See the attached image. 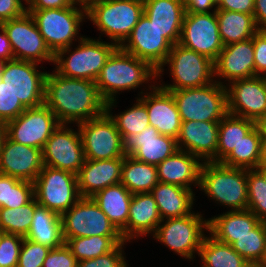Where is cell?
<instances>
[{
  "mask_svg": "<svg viewBox=\"0 0 266 267\" xmlns=\"http://www.w3.org/2000/svg\"><path fill=\"white\" fill-rule=\"evenodd\" d=\"M44 104L60 124H79L106 112L95 81L68 78L55 70L46 76Z\"/></svg>",
  "mask_w": 266,
  "mask_h": 267,
  "instance_id": "obj_1",
  "label": "cell"
},
{
  "mask_svg": "<svg viewBox=\"0 0 266 267\" xmlns=\"http://www.w3.org/2000/svg\"><path fill=\"white\" fill-rule=\"evenodd\" d=\"M157 79V70L148 62L117 47L109 56L96 79L102 99L107 103L117 100L121 91L138 88L143 83Z\"/></svg>",
  "mask_w": 266,
  "mask_h": 267,
  "instance_id": "obj_2",
  "label": "cell"
},
{
  "mask_svg": "<svg viewBox=\"0 0 266 267\" xmlns=\"http://www.w3.org/2000/svg\"><path fill=\"white\" fill-rule=\"evenodd\" d=\"M143 14V0H91L86 5V19L117 47L129 37Z\"/></svg>",
  "mask_w": 266,
  "mask_h": 267,
  "instance_id": "obj_3",
  "label": "cell"
},
{
  "mask_svg": "<svg viewBox=\"0 0 266 267\" xmlns=\"http://www.w3.org/2000/svg\"><path fill=\"white\" fill-rule=\"evenodd\" d=\"M199 189L217 204L231 211L246 210L248 205L247 169L231 168L221 163L203 162Z\"/></svg>",
  "mask_w": 266,
  "mask_h": 267,
  "instance_id": "obj_4",
  "label": "cell"
},
{
  "mask_svg": "<svg viewBox=\"0 0 266 267\" xmlns=\"http://www.w3.org/2000/svg\"><path fill=\"white\" fill-rule=\"evenodd\" d=\"M101 40L84 36L78 40L75 50L71 51L70 46L58 51L54 55L55 71L68 78L96 81L105 62L117 48L114 43Z\"/></svg>",
  "mask_w": 266,
  "mask_h": 267,
  "instance_id": "obj_5",
  "label": "cell"
},
{
  "mask_svg": "<svg viewBox=\"0 0 266 267\" xmlns=\"http://www.w3.org/2000/svg\"><path fill=\"white\" fill-rule=\"evenodd\" d=\"M27 12L33 17L40 34L54 55L58 51L72 46L73 41L81 40L84 37L77 36L80 24L86 18V6L84 5L73 2L67 8L27 9Z\"/></svg>",
  "mask_w": 266,
  "mask_h": 267,
  "instance_id": "obj_6",
  "label": "cell"
},
{
  "mask_svg": "<svg viewBox=\"0 0 266 267\" xmlns=\"http://www.w3.org/2000/svg\"><path fill=\"white\" fill-rule=\"evenodd\" d=\"M166 64L169 65L173 84L162 82L160 86L167 91L203 87L215 81L214 61L179 43L172 46L165 62L157 70V80L162 78Z\"/></svg>",
  "mask_w": 266,
  "mask_h": 267,
  "instance_id": "obj_7",
  "label": "cell"
},
{
  "mask_svg": "<svg viewBox=\"0 0 266 267\" xmlns=\"http://www.w3.org/2000/svg\"><path fill=\"white\" fill-rule=\"evenodd\" d=\"M182 122H220L228 113L227 90L224 82L215 80L209 85L170 91Z\"/></svg>",
  "mask_w": 266,
  "mask_h": 267,
  "instance_id": "obj_8",
  "label": "cell"
},
{
  "mask_svg": "<svg viewBox=\"0 0 266 267\" xmlns=\"http://www.w3.org/2000/svg\"><path fill=\"white\" fill-rule=\"evenodd\" d=\"M204 231H208V220L202 214L192 212L187 216L162 220L152 235L175 254L193 260L206 236Z\"/></svg>",
  "mask_w": 266,
  "mask_h": 267,
  "instance_id": "obj_9",
  "label": "cell"
},
{
  "mask_svg": "<svg viewBox=\"0 0 266 267\" xmlns=\"http://www.w3.org/2000/svg\"><path fill=\"white\" fill-rule=\"evenodd\" d=\"M34 197L40 206L62 215L81 198L77 175L44 165L34 181Z\"/></svg>",
  "mask_w": 266,
  "mask_h": 267,
  "instance_id": "obj_10",
  "label": "cell"
},
{
  "mask_svg": "<svg viewBox=\"0 0 266 267\" xmlns=\"http://www.w3.org/2000/svg\"><path fill=\"white\" fill-rule=\"evenodd\" d=\"M61 220L64 241L68 238L97 235L122 237L121 232L91 197H81L61 215Z\"/></svg>",
  "mask_w": 266,
  "mask_h": 267,
  "instance_id": "obj_11",
  "label": "cell"
},
{
  "mask_svg": "<svg viewBox=\"0 0 266 267\" xmlns=\"http://www.w3.org/2000/svg\"><path fill=\"white\" fill-rule=\"evenodd\" d=\"M77 127L85 159L108 160L126 156L121 134L106 112L97 118L80 122Z\"/></svg>",
  "mask_w": 266,
  "mask_h": 267,
  "instance_id": "obj_12",
  "label": "cell"
},
{
  "mask_svg": "<svg viewBox=\"0 0 266 267\" xmlns=\"http://www.w3.org/2000/svg\"><path fill=\"white\" fill-rule=\"evenodd\" d=\"M37 66L34 62L12 59L5 63L0 75L1 80L26 108L44 104L47 72L38 71Z\"/></svg>",
  "mask_w": 266,
  "mask_h": 267,
  "instance_id": "obj_13",
  "label": "cell"
},
{
  "mask_svg": "<svg viewBox=\"0 0 266 267\" xmlns=\"http://www.w3.org/2000/svg\"><path fill=\"white\" fill-rule=\"evenodd\" d=\"M10 41L14 59L40 64L42 61L54 62V54L47 46L43 36L30 15L5 21L0 24Z\"/></svg>",
  "mask_w": 266,
  "mask_h": 267,
  "instance_id": "obj_14",
  "label": "cell"
},
{
  "mask_svg": "<svg viewBox=\"0 0 266 267\" xmlns=\"http://www.w3.org/2000/svg\"><path fill=\"white\" fill-rule=\"evenodd\" d=\"M59 125L54 113L43 104L27 108L17 118L6 122V136L16 143L43 149Z\"/></svg>",
  "mask_w": 266,
  "mask_h": 267,
  "instance_id": "obj_15",
  "label": "cell"
},
{
  "mask_svg": "<svg viewBox=\"0 0 266 267\" xmlns=\"http://www.w3.org/2000/svg\"><path fill=\"white\" fill-rule=\"evenodd\" d=\"M216 9L210 13H185L179 44L215 61L224 47Z\"/></svg>",
  "mask_w": 266,
  "mask_h": 267,
  "instance_id": "obj_16",
  "label": "cell"
},
{
  "mask_svg": "<svg viewBox=\"0 0 266 267\" xmlns=\"http://www.w3.org/2000/svg\"><path fill=\"white\" fill-rule=\"evenodd\" d=\"M60 124L42 149L45 166L69 171L75 175L85 162V154L79 130Z\"/></svg>",
  "mask_w": 266,
  "mask_h": 267,
  "instance_id": "obj_17",
  "label": "cell"
},
{
  "mask_svg": "<svg viewBox=\"0 0 266 267\" xmlns=\"http://www.w3.org/2000/svg\"><path fill=\"white\" fill-rule=\"evenodd\" d=\"M172 46L164 37V33L159 31L143 14L120 48L141 60H145L155 70H158L165 62Z\"/></svg>",
  "mask_w": 266,
  "mask_h": 267,
  "instance_id": "obj_18",
  "label": "cell"
},
{
  "mask_svg": "<svg viewBox=\"0 0 266 267\" xmlns=\"http://www.w3.org/2000/svg\"><path fill=\"white\" fill-rule=\"evenodd\" d=\"M228 113L257 122L266 116V80L261 76L225 83Z\"/></svg>",
  "mask_w": 266,
  "mask_h": 267,
  "instance_id": "obj_19",
  "label": "cell"
},
{
  "mask_svg": "<svg viewBox=\"0 0 266 267\" xmlns=\"http://www.w3.org/2000/svg\"><path fill=\"white\" fill-rule=\"evenodd\" d=\"M43 167L42 149L16 143L5 136L0 148V174L34 183Z\"/></svg>",
  "mask_w": 266,
  "mask_h": 267,
  "instance_id": "obj_20",
  "label": "cell"
},
{
  "mask_svg": "<svg viewBox=\"0 0 266 267\" xmlns=\"http://www.w3.org/2000/svg\"><path fill=\"white\" fill-rule=\"evenodd\" d=\"M122 141L126 155L155 166L178 150L174 137L161 135L152 126H148L139 134L126 135Z\"/></svg>",
  "mask_w": 266,
  "mask_h": 267,
  "instance_id": "obj_21",
  "label": "cell"
},
{
  "mask_svg": "<svg viewBox=\"0 0 266 267\" xmlns=\"http://www.w3.org/2000/svg\"><path fill=\"white\" fill-rule=\"evenodd\" d=\"M148 88L151 92H145V94L141 90L140 94H144V96H140L139 99L147 108L150 126L154 127L161 135L177 139L182 121L172 93L160 85L151 84Z\"/></svg>",
  "mask_w": 266,
  "mask_h": 267,
  "instance_id": "obj_22",
  "label": "cell"
},
{
  "mask_svg": "<svg viewBox=\"0 0 266 267\" xmlns=\"http://www.w3.org/2000/svg\"><path fill=\"white\" fill-rule=\"evenodd\" d=\"M230 82L255 76L253 37L223 47L214 61V77Z\"/></svg>",
  "mask_w": 266,
  "mask_h": 267,
  "instance_id": "obj_23",
  "label": "cell"
},
{
  "mask_svg": "<svg viewBox=\"0 0 266 267\" xmlns=\"http://www.w3.org/2000/svg\"><path fill=\"white\" fill-rule=\"evenodd\" d=\"M219 122L186 121L181 123L177 147L199 157L203 162L216 163Z\"/></svg>",
  "mask_w": 266,
  "mask_h": 267,
  "instance_id": "obj_24",
  "label": "cell"
},
{
  "mask_svg": "<svg viewBox=\"0 0 266 267\" xmlns=\"http://www.w3.org/2000/svg\"><path fill=\"white\" fill-rule=\"evenodd\" d=\"M123 160L124 158L86 159L77 174L80 197H92L96 192L120 183Z\"/></svg>",
  "mask_w": 266,
  "mask_h": 267,
  "instance_id": "obj_25",
  "label": "cell"
},
{
  "mask_svg": "<svg viewBox=\"0 0 266 267\" xmlns=\"http://www.w3.org/2000/svg\"><path fill=\"white\" fill-rule=\"evenodd\" d=\"M202 164L203 161L199 157L178 149L156 166L158 180L193 190L192 185L199 187Z\"/></svg>",
  "mask_w": 266,
  "mask_h": 267,
  "instance_id": "obj_26",
  "label": "cell"
},
{
  "mask_svg": "<svg viewBox=\"0 0 266 267\" xmlns=\"http://www.w3.org/2000/svg\"><path fill=\"white\" fill-rule=\"evenodd\" d=\"M162 221L157 203L151 193L133 194L127 225L120 231L125 241L154 234Z\"/></svg>",
  "mask_w": 266,
  "mask_h": 267,
  "instance_id": "obj_27",
  "label": "cell"
},
{
  "mask_svg": "<svg viewBox=\"0 0 266 267\" xmlns=\"http://www.w3.org/2000/svg\"><path fill=\"white\" fill-rule=\"evenodd\" d=\"M144 14L164 37L175 45L179 42L186 13L182 0H143Z\"/></svg>",
  "mask_w": 266,
  "mask_h": 267,
  "instance_id": "obj_28",
  "label": "cell"
},
{
  "mask_svg": "<svg viewBox=\"0 0 266 267\" xmlns=\"http://www.w3.org/2000/svg\"><path fill=\"white\" fill-rule=\"evenodd\" d=\"M208 220L209 234L228 245L250 233L261 221L248 209L227 211Z\"/></svg>",
  "mask_w": 266,
  "mask_h": 267,
  "instance_id": "obj_29",
  "label": "cell"
},
{
  "mask_svg": "<svg viewBox=\"0 0 266 267\" xmlns=\"http://www.w3.org/2000/svg\"><path fill=\"white\" fill-rule=\"evenodd\" d=\"M151 194L155 198L162 220L187 216L192 213L195 200L193 190L158 182Z\"/></svg>",
  "mask_w": 266,
  "mask_h": 267,
  "instance_id": "obj_30",
  "label": "cell"
},
{
  "mask_svg": "<svg viewBox=\"0 0 266 267\" xmlns=\"http://www.w3.org/2000/svg\"><path fill=\"white\" fill-rule=\"evenodd\" d=\"M132 196L123 184L118 183L96 192L91 198L121 231L127 225Z\"/></svg>",
  "mask_w": 266,
  "mask_h": 267,
  "instance_id": "obj_31",
  "label": "cell"
},
{
  "mask_svg": "<svg viewBox=\"0 0 266 267\" xmlns=\"http://www.w3.org/2000/svg\"><path fill=\"white\" fill-rule=\"evenodd\" d=\"M24 238L50 249L61 247L64 244L61 215L38 205L32 215L29 232Z\"/></svg>",
  "mask_w": 266,
  "mask_h": 267,
  "instance_id": "obj_32",
  "label": "cell"
},
{
  "mask_svg": "<svg viewBox=\"0 0 266 267\" xmlns=\"http://www.w3.org/2000/svg\"><path fill=\"white\" fill-rule=\"evenodd\" d=\"M224 46L252 38L257 32L253 14L215 10Z\"/></svg>",
  "mask_w": 266,
  "mask_h": 267,
  "instance_id": "obj_33",
  "label": "cell"
},
{
  "mask_svg": "<svg viewBox=\"0 0 266 267\" xmlns=\"http://www.w3.org/2000/svg\"><path fill=\"white\" fill-rule=\"evenodd\" d=\"M158 182L155 165L137 161L129 155L124 157L120 183L132 194L151 193Z\"/></svg>",
  "mask_w": 266,
  "mask_h": 267,
  "instance_id": "obj_34",
  "label": "cell"
},
{
  "mask_svg": "<svg viewBox=\"0 0 266 267\" xmlns=\"http://www.w3.org/2000/svg\"><path fill=\"white\" fill-rule=\"evenodd\" d=\"M263 143L260 131L255 126L246 134L230 154L221 162L231 168L257 169L262 163Z\"/></svg>",
  "mask_w": 266,
  "mask_h": 267,
  "instance_id": "obj_35",
  "label": "cell"
},
{
  "mask_svg": "<svg viewBox=\"0 0 266 267\" xmlns=\"http://www.w3.org/2000/svg\"><path fill=\"white\" fill-rule=\"evenodd\" d=\"M255 126L251 119L227 113L219 122L216 163H221Z\"/></svg>",
  "mask_w": 266,
  "mask_h": 267,
  "instance_id": "obj_36",
  "label": "cell"
},
{
  "mask_svg": "<svg viewBox=\"0 0 266 267\" xmlns=\"http://www.w3.org/2000/svg\"><path fill=\"white\" fill-rule=\"evenodd\" d=\"M205 236L198 250L201 267H248L250 263L241 257L231 245Z\"/></svg>",
  "mask_w": 266,
  "mask_h": 267,
  "instance_id": "obj_37",
  "label": "cell"
},
{
  "mask_svg": "<svg viewBox=\"0 0 266 267\" xmlns=\"http://www.w3.org/2000/svg\"><path fill=\"white\" fill-rule=\"evenodd\" d=\"M125 240L123 237L89 236L68 238L66 246L78 261L89 260L113 251Z\"/></svg>",
  "mask_w": 266,
  "mask_h": 267,
  "instance_id": "obj_38",
  "label": "cell"
},
{
  "mask_svg": "<svg viewBox=\"0 0 266 267\" xmlns=\"http://www.w3.org/2000/svg\"><path fill=\"white\" fill-rule=\"evenodd\" d=\"M116 102V100H112L106 103V113L115 122L122 139L126 135L139 134L150 126L147 108L139 98L131 108L113 116L111 110L114 109L112 107H115Z\"/></svg>",
  "mask_w": 266,
  "mask_h": 267,
  "instance_id": "obj_39",
  "label": "cell"
},
{
  "mask_svg": "<svg viewBox=\"0 0 266 267\" xmlns=\"http://www.w3.org/2000/svg\"><path fill=\"white\" fill-rule=\"evenodd\" d=\"M232 248L251 265H260L266 253V226L261 221L250 233L237 238Z\"/></svg>",
  "mask_w": 266,
  "mask_h": 267,
  "instance_id": "obj_40",
  "label": "cell"
},
{
  "mask_svg": "<svg viewBox=\"0 0 266 267\" xmlns=\"http://www.w3.org/2000/svg\"><path fill=\"white\" fill-rule=\"evenodd\" d=\"M34 198V183L0 174V208L24 206Z\"/></svg>",
  "mask_w": 266,
  "mask_h": 267,
  "instance_id": "obj_41",
  "label": "cell"
},
{
  "mask_svg": "<svg viewBox=\"0 0 266 267\" xmlns=\"http://www.w3.org/2000/svg\"><path fill=\"white\" fill-rule=\"evenodd\" d=\"M38 202L34 197L24 206L17 208H0V229L7 234L25 237L32 224V215Z\"/></svg>",
  "mask_w": 266,
  "mask_h": 267,
  "instance_id": "obj_42",
  "label": "cell"
},
{
  "mask_svg": "<svg viewBox=\"0 0 266 267\" xmlns=\"http://www.w3.org/2000/svg\"><path fill=\"white\" fill-rule=\"evenodd\" d=\"M248 205L260 221L266 220V182L264 177L256 170H247Z\"/></svg>",
  "mask_w": 266,
  "mask_h": 267,
  "instance_id": "obj_43",
  "label": "cell"
},
{
  "mask_svg": "<svg viewBox=\"0 0 266 267\" xmlns=\"http://www.w3.org/2000/svg\"><path fill=\"white\" fill-rule=\"evenodd\" d=\"M51 249L24 238L17 267H42L47 254Z\"/></svg>",
  "mask_w": 266,
  "mask_h": 267,
  "instance_id": "obj_44",
  "label": "cell"
},
{
  "mask_svg": "<svg viewBox=\"0 0 266 267\" xmlns=\"http://www.w3.org/2000/svg\"><path fill=\"white\" fill-rule=\"evenodd\" d=\"M24 237L3 233L0 238V267H17Z\"/></svg>",
  "mask_w": 266,
  "mask_h": 267,
  "instance_id": "obj_45",
  "label": "cell"
},
{
  "mask_svg": "<svg viewBox=\"0 0 266 267\" xmlns=\"http://www.w3.org/2000/svg\"><path fill=\"white\" fill-rule=\"evenodd\" d=\"M26 109L0 77V119L8 122L17 118Z\"/></svg>",
  "mask_w": 266,
  "mask_h": 267,
  "instance_id": "obj_46",
  "label": "cell"
},
{
  "mask_svg": "<svg viewBox=\"0 0 266 267\" xmlns=\"http://www.w3.org/2000/svg\"><path fill=\"white\" fill-rule=\"evenodd\" d=\"M125 242L119 244L113 251L105 255L98 256L89 260L78 261V267H129L124 255Z\"/></svg>",
  "mask_w": 266,
  "mask_h": 267,
  "instance_id": "obj_47",
  "label": "cell"
},
{
  "mask_svg": "<svg viewBox=\"0 0 266 267\" xmlns=\"http://www.w3.org/2000/svg\"><path fill=\"white\" fill-rule=\"evenodd\" d=\"M42 267H78V260L64 243L49 251Z\"/></svg>",
  "mask_w": 266,
  "mask_h": 267,
  "instance_id": "obj_48",
  "label": "cell"
},
{
  "mask_svg": "<svg viewBox=\"0 0 266 267\" xmlns=\"http://www.w3.org/2000/svg\"><path fill=\"white\" fill-rule=\"evenodd\" d=\"M255 76L266 71V31H258L253 36Z\"/></svg>",
  "mask_w": 266,
  "mask_h": 267,
  "instance_id": "obj_49",
  "label": "cell"
},
{
  "mask_svg": "<svg viewBox=\"0 0 266 267\" xmlns=\"http://www.w3.org/2000/svg\"><path fill=\"white\" fill-rule=\"evenodd\" d=\"M22 2L23 0H0V24L23 16L27 8Z\"/></svg>",
  "mask_w": 266,
  "mask_h": 267,
  "instance_id": "obj_50",
  "label": "cell"
},
{
  "mask_svg": "<svg viewBox=\"0 0 266 267\" xmlns=\"http://www.w3.org/2000/svg\"><path fill=\"white\" fill-rule=\"evenodd\" d=\"M216 10L253 14L254 0H217Z\"/></svg>",
  "mask_w": 266,
  "mask_h": 267,
  "instance_id": "obj_51",
  "label": "cell"
},
{
  "mask_svg": "<svg viewBox=\"0 0 266 267\" xmlns=\"http://www.w3.org/2000/svg\"><path fill=\"white\" fill-rule=\"evenodd\" d=\"M28 5L27 9H57V8H67L73 2L72 0H25Z\"/></svg>",
  "mask_w": 266,
  "mask_h": 267,
  "instance_id": "obj_52",
  "label": "cell"
},
{
  "mask_svg": "<svg viewBox=\"0 0 266 267\" xmlns=\"http://www.w3.org/2000/svg\"><path fill=\"white\" fill-rule=\"evenodd\" d=\"M186 13H210L213 7H217L216 0H182Z\"/></svg>",
  "mask_w": 266,
  "mask_h": 267,
  "instance_id": "obj_53",
  "label": "cell"
},
{
  "mask_svg": "<svg viewBox=\"0 0 266 267\" xmlns=\"http://www.w3.org/2000/svg\"><path fill=\"white\" fill-rule=\"evenodd\" d=\"M253 18L258 31H266V0H254Z\"/></svg>",
  "mask_w": 266,
  "mask_h": 267,
  "instance_id": "obj_54",
  "label": "cell"
},
{
  "mask_svg": "<svg viewBox=\"0 0 266 267\" xmlns=\"http://www.w3.org/2000/svg\"><path fill=\"white\" fill-rule=\"evenodd\" d=\"M0 30V58L5 61L12 60L14 57L10 41L2 26Z\"/></svg>",
  "mask_w": 266,
  "mask_h": 267,
  "instance_id": "obj_55",
  "label": "cell"
},
{
  "mask_svg": "<svg viewBox=\"0 0 266 267\" xmlns=\"http://www.w3.org/2000/svg\"><path fill=\"white\" fill-rule=\"evenodd\" d=\"M256 126L258 127L260 131L262 142H266V116L259 119L256 122Z\"/></svg>",
  "mask_w": 266,
  "mask_h": 267,
  "instance_id": "obj_56",
  "label": "cell"
},
{
  "mask_svg": "<svg viewBox=\"0 0 266 267\" xmlns=\"http://www.w3.org/2000/svg\"><path fill=\"white\" fill-rule=\"evenodd\" d=\"M6 136V122L0 119V148Z\"/></svg>",
  "mask_w": 266,
  "mask_h": 267,
  "instance_id": "obj_57",
  "label": "cell"
},
{
  "mask_svg": "<svg viewBox=\"0 0 266 267\" xmlns=\"http://www.w3.org/2000/svg\"><path fill=\"white\" fill-rule=\"evenodd\" d=\"M265 179L266 182V166L263 164H260L256 169Z\"/></svg>",
  "mask_w": 266,
  "mask_h": 267,
  "instance_id": "obj_58",
  "label": "cell"
},
{
  "mask_svg": "<svg viewBox=\"0 0 266 267\" xmlns=\"http://www.w3.org/2000/svg\"><path fill=\"white\" fill-rule=\"evenodd\" d=\"M262 143H263V158H262L261 164L266 166V142H262Z\"/></svg>",
  "mask_w": 266,
  "mask_h": 267,
  "instance_id": "obj_59",
  "label": "cell"
},
{
  "mask_svg": "<svg viewBox=\"0 0 266 267\" xmlns=\"http://www.w3.org/2000/svg\"><path fill=\"white\" fill-rule=\"evenodd\" d=\"M90 0H72L74 3H79L81 5L86 6Z\"/></svg>",
  "mask_w": 266,
  "mask_h": 267,
  "instance_id": "obj_60",
  "label": "cell"
},
{
  "mask_svg": "<svg viewBox=\"0 0 266 267\" xmlns=\"http://www.w3.org/2000/svg\"><path fill=\"white\" fill-rule=\"evenodd\" d=\"M6 62L7 61H5V60H3V59L0 58V75L3 72V69H4V66H5V63Z\"/></svg>",
  "mask_w": 266,
  "mask_h": 267,
  "instance_id": "obj_61",
  "label": "cell"
},
{
  "mask_svg": "<svg viewBox=\"0 0 266 267\" xmlns=\"http://www.w3.org/2000/svg\"><path fill=\"white\" fill-rule=\"evenodd\" d=\"M259 266L266 267V253H265V257L263 259V262Z\"/></svg>",
  "mask_w": 266,
  "mask_h": 267,
  "instance_id": "obj_62",
  "label": "cell"
},
{
  "mask_svg": "<svg viewBox=\"0 0 266 267\" xmlns=\"http://www.w3.org/2000/svg\"><path fill=\"white\" fill-rule=\"evenodd\" d=\"M261 77L266 80V71L261 75Z\"/></svg>",
  "mask_w": 266,
  "mask_h": 267,
  "instance_id": "obj_63",
  "label": "cell"
},
{
  "mask_svg": "<svg viewBox=\"0 0 266 267\" xmlns=\"http://www.w3.org/2000/svg\"><path fill=\"white\" fill-rule=\"evenodd\" d=\"M248 267H261V266H259V265H249Z\"/></svg>",
  "mask_w": 266,
  "mask_h": 267,
  "instance_id": "obj_64",
  "label": "cell"
},
{
  "mask_svg": "<svg viewBox=\"0 0 266 267\" xmlns=\"http://www.w3.org/2000/svg\"><path fill=\"white\" fill-rule=\"evenodd\" d=\"M3 233H4V232L0 229V238H1V236H2Z\"/></svg>",
  "mask_w": 266,
  "mask_h": 267,
  "instance_id": "obj_65",
  "label": "cell"
}]
</instances>
